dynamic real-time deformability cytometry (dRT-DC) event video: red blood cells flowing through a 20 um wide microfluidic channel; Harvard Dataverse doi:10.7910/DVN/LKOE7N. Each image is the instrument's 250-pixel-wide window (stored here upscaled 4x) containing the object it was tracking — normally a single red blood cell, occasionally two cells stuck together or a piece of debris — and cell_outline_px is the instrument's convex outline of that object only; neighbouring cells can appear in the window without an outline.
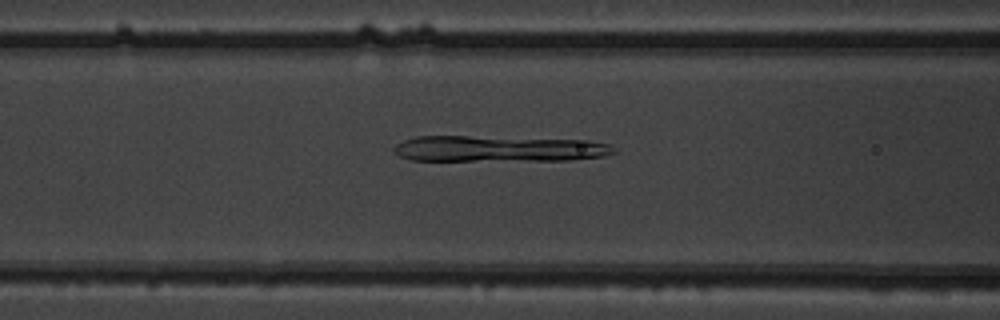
{"species": "common noctule bat (a hibernating species)", "species_latin": "Nyctalus noctula", "temperature_condition": "warm", "stored_images_in_passage": 41, "camera_frame_rate_fps": 3000, "um_per_image_px": 0.085, "animal": {"sex": "male", "body_mass_g": 19.5, "forearm_length_mm": 54.6}, "frame": {"image": 1, "passage_image": 10, "time_ms": 3.0, "image_size_px": [1000, 320], "cell_outline_px": [[616, 152], [604, 156], [572, 160], [408, 160], [392, 152], [392, 148], [396, 144], [404, 140], [416, 136], [468, 136], [588, 140], [608, 144], [616, 148]], "centroid_in_image_um": [42.37, 12.64], "position_along_channel_um": 124.2, "area_um2": 33.41}}
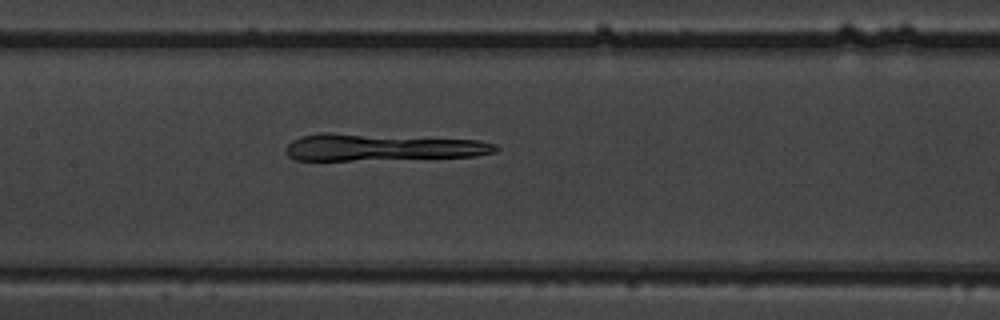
{"frame": {"image": 2, "passage_image": 14, "time_ms": 4.333, "image_size_px": [1000, 320], "cell_outline_px": [[500, 148], [496, 152], [476, 156], [352, 160], [296, 160], [288, 156], [284, 152], [284, 148], [292, 140], [300, 136], [320, 132], [328, 132], [476, 140], [496, 144]], "centroid_in_image_um": [32.4, 12.51], "position_along_channel_um": 175.0, "area_um2": 33.0}}
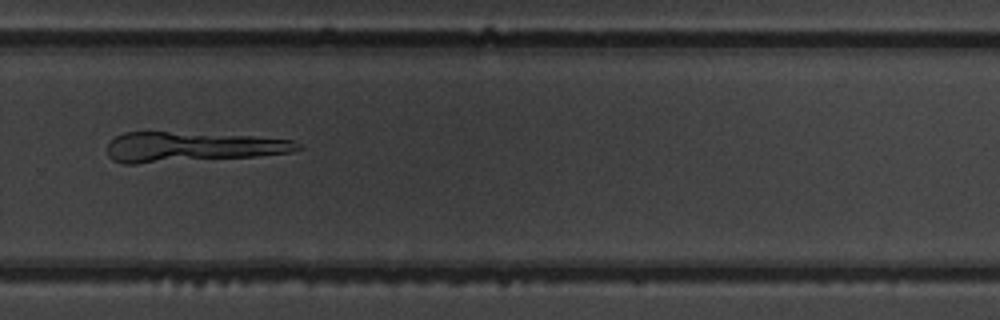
{"frame": {"image": 3, "passage_image": 25, "time_ms": 8.0, "image_size_px": [1000, 320], "cell_outline_px": [[304, 148], [292, 152], [256, 156], [136, 164], [124, 164], [112, 160], [108, 156], [108, 144], [116, 136], [124, 132], [168, 132], [252, 136], [292, 140], [300, 144]], "centroid_in_image_um": [16.3, 12.5], "position_along_channel_um": 313.5, "area_um2": 33.18}}